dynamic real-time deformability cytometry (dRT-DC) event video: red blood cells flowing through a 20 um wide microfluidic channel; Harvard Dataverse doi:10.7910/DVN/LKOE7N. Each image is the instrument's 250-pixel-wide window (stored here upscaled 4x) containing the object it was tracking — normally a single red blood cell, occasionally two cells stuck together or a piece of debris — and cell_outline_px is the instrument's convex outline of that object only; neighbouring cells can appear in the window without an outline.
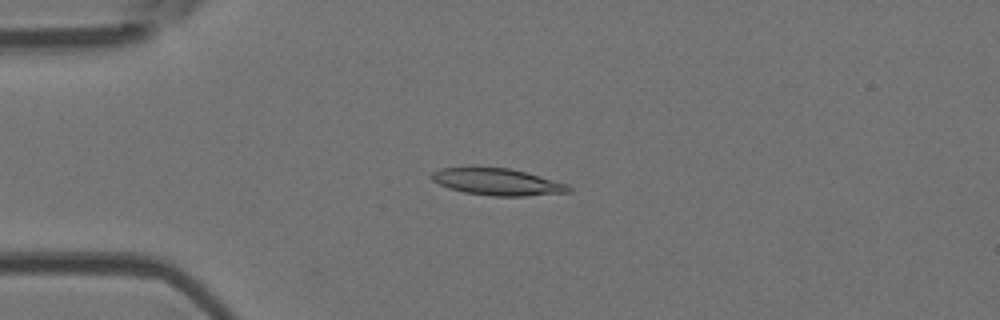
{"species": "Egyptian fruit bat (a non-hibernating species)", "species_latin": "Rousettus aegyptiacus", "temperature_condition": "room temperature", "stored_images_in_passage": 51, "camera_frame_rate_fps": 3000, "um_per_image_px": 0.085, "animal": {"sex": "female"}, "frame": {"image": 1, "passage_image": 13, "time_ms": 4.0, "image_size_px": [1000, 320], "cell_outline_px": [[572, 192], [524, 196], [492, 196], [464, 192], [440, 184], [432, 180], [428, 176], [432, 172], [440, 168], [472, 164], [508, 168], [540, 176], [568, 184], [572, 188]], "centroid_in_image_um": [42.21, 15.41], "position_along_channel_um": 42.8, "area_um2": 22.14}}
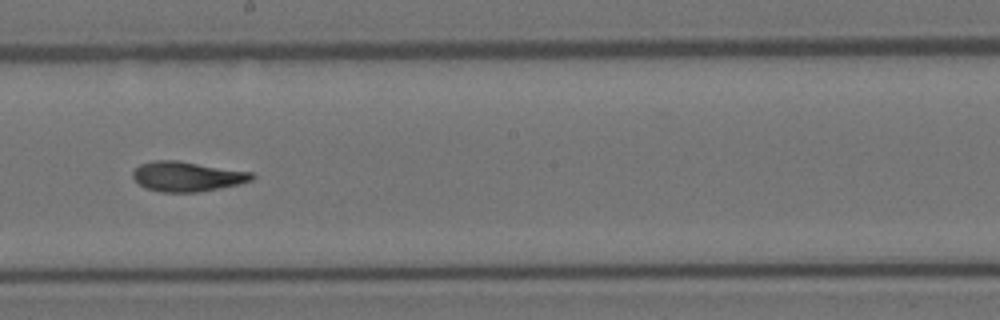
{"frame": {"image": 2, "passage_image": 29, "time_ms": 9.333, "image_size_px": [1000, 320], "cell_outline_px": [[256, 176], [252, 180], [240, 184], [220, 188], [196, 192], [160, 192], [148, 188], [140, 184], [132, 176], [132, 172], [140, 164], [156, 160], [176, 160], [252, 172]], "centroid_in_image_um": [15.93, 15.0], "position_along_channel_um": 232.3, "area_um2": 20.58}}
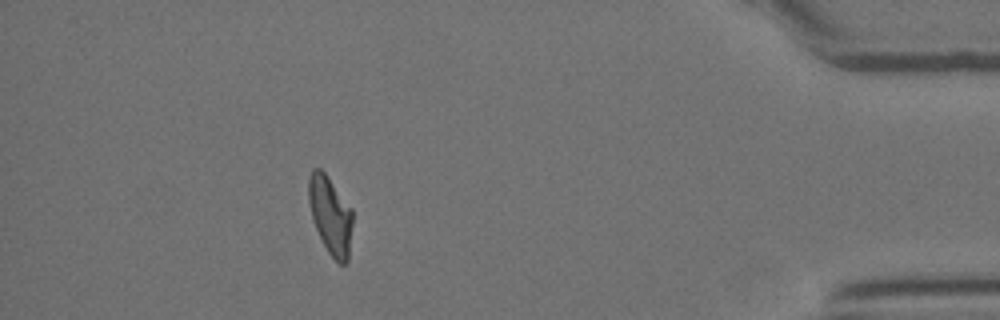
{"frame": {"image": 3, "passage_image": 46, "time_ms": 15.0, "image_size_px": [1000, 320], "cell_outline_px": [[352, 224], [348, 260], [344, 264], [340, 264], [328, 252], [312, 220], [308, 200], [308, 176], [312, 168], [320, 168], [324, 172], [352, 208]], "centroid_in_image_um": [28.07, 18.26], "position_along_channel_um": 407.1, "area_um2": 19.88}, "authors_computed_cell_mechanics": {"area_um2": 20.5768, "velocity_mm_per_s": 3.9889, "shape_relaxation_time_tau1_ms": 5.3461, "shape_relaxation_time_tau2_ms": 1.8397, "deformation_change_tau1": 0.1898, "deformation_change_tau2": 0.0917}}